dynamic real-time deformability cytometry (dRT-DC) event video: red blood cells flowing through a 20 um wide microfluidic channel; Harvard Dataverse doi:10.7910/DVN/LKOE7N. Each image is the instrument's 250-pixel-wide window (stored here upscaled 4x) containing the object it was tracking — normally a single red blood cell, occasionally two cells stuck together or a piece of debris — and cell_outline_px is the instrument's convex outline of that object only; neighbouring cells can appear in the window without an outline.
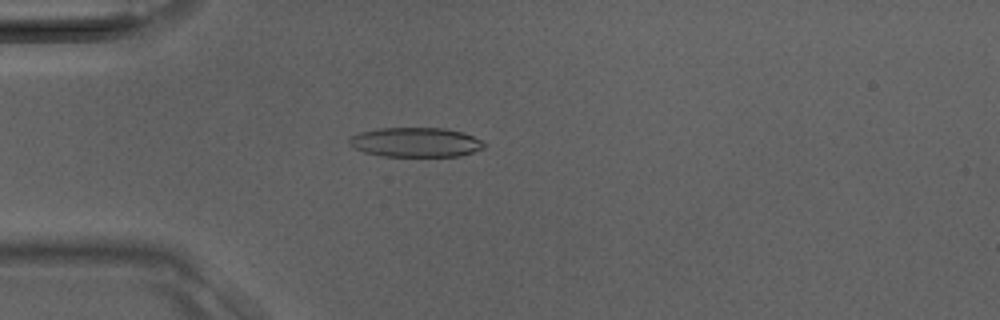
{"species": "Egyptian fruit bat (a non-hibernating species)", "species_latin": "Rousettus aegyptiacus", "temperature_condition": "room temperature", "stored_images_in_passage": 39, "camera_frame_rate_fps": 3000, "um_per_image_px": 0.085, "animal": {"sex": "male"}, "frame": {"image": 1, "passage_image": 11, "time_ms": 3.333, "image_size_px": [1000, 320], "cell_outline_px": [[488, 144], [484, 148], [460, 156], [380, 156], [364, 152], [348, 144], [348, 140], [352, 136], [360, 132], [380, 128], [444, 128], [464, 132], [484, 140]], "centroid_in_image_um": [35.39, 12.09], "position_along_channel_um": 49.6, "area_um2": 23.41}}
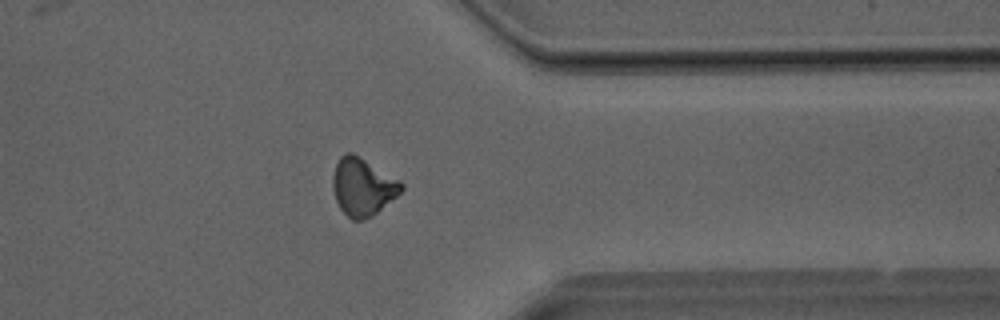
{"frame": {"image": 2, "passage_image": 31, "time_ms": 10.0, "image_size_px": [1000, 320], "cell_outline_px": [[404, 188], [396, 196], [376, 212], [360, 220], [352, 220], [340, 208], [336, 200], [332, 188], [332, 180], [336, 164], [340, 156], [344, 152], [352, 152], [400, 180], [404, 184]], "centroid_in_image_um": [30.81, 15.85], "position_along_channel_um": 380.6, "area_um2": 22.66}}
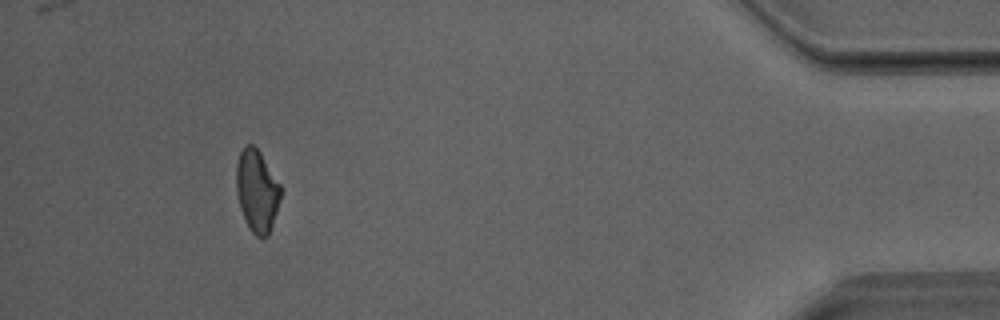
{"frame": {"image": 3, "passage_image": 36, "time_ms": 11.667, "image_size_px": [1000, 320], "cell_outline_px": [[280, 196], [276, 212], [268, 236], [256, 236], [248, 228], [244, 220], [240, 208], [236, 192], [236, 164], [240, 152], [244, 144], [252, 144], [260, 152], [280, 184]], "centroid_in_image_um": [21.8, 16.21], "position_along_channel_um": 413.4, "area_um2": 21.15}}